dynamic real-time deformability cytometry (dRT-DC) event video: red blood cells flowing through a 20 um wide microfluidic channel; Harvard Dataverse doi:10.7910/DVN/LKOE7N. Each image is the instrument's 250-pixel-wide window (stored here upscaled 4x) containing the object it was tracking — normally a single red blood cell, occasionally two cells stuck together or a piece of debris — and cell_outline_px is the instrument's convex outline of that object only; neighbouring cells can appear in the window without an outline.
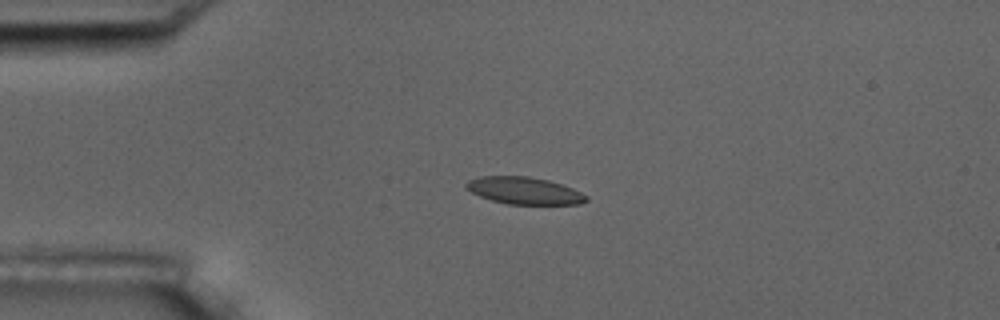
{"species": "common noctule bat (a hibernating species)", "species_latin": "Nyctalus noctula", "temperature_condition": "room temperature", "stored_images_in_passage": 5, "camera_frame_rate_fps": 3000, "um_per_image_px": 0.085, "animal": {"sex": "male", "body_mass_g": 17.5, "forearm_length_mm": 52.3}, "frame": {"image": 1, "passage_image": 3, "time_ms": 3.0, "image_size_px": [1000, 320], "cell_outline_px": [[588, 200], [580, 204], [508, 204], [492, 200], [480, 196], [464, 188], [464, 184], [468, 180], [480, 176], [528, 176], [548, 180], [572, 188], [588, 196]], "centroid_in_image_um": [44.54, 16.2], "position_along_channel_um": 40.5, "area_um2": 18.96}}